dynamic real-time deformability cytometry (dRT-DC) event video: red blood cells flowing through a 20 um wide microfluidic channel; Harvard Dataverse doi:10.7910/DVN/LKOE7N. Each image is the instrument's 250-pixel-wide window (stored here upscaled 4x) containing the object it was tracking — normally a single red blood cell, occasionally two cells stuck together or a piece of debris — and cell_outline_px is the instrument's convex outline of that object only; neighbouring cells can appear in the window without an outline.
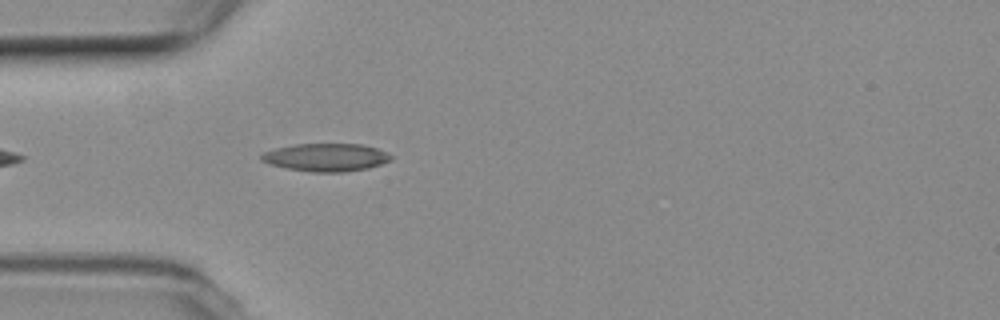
{"species": "common noctule bat (a hibernating species)", "species_latin": "Nyctalus noctula", "temperature_condition": "room temperature", "stored_images_in_passage": 11, "camera_frame_rate_fps": 3000, "um_per_image_px": 0.085, "animal": {"sex": "female", "body_mass_g": 19.3, "forearm_length_mm": 54.1}, "frame": {"image": 1, "passage_image": 4, "time_ms": 1.0, "image_size_px": [1000, 320], "cell_outline_px": [[392, 160], [368, 168], [344, 172], [312, 172], [284, 168], [268, 164], [260, 160], [260, 156], [264, 152], [276, 148], [296, 144], [364, 144], [376, 148], [392, 156]], "centroid_in_image_um": [27.68, 13.38], "position_along_channel_um": 57.3, "area_um2": 21.1}}
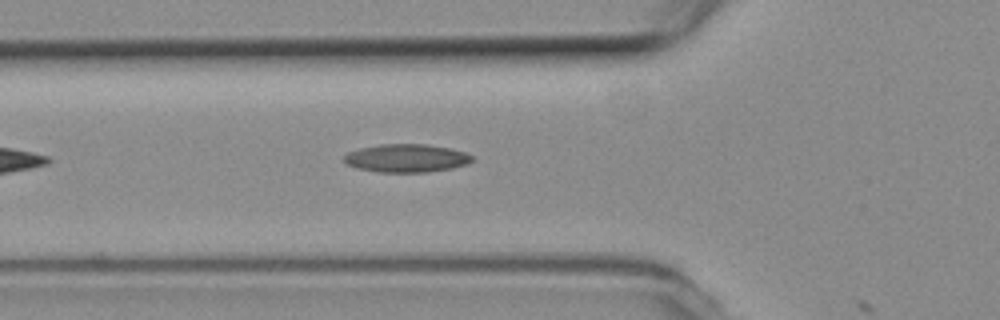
{"frame": {"image": 2, "passage_image": 7, "time_ms": 2.0, "image_size_px": [1000, 320], "cell_outline_px": [[472, 160], [464, 164], [452, 168], [428, 172], [380, 172], [356, 168], [348, 164], [344, 160], [344, 156], [348, 152], [360, 148], [380, 144], [428, 144], [452, 148], [464, 152], [472, 156]], "centroid_in_image_um": [34.53, 13.43], "position_along_channel_um": 91.3, "area_um2": 20.92}}